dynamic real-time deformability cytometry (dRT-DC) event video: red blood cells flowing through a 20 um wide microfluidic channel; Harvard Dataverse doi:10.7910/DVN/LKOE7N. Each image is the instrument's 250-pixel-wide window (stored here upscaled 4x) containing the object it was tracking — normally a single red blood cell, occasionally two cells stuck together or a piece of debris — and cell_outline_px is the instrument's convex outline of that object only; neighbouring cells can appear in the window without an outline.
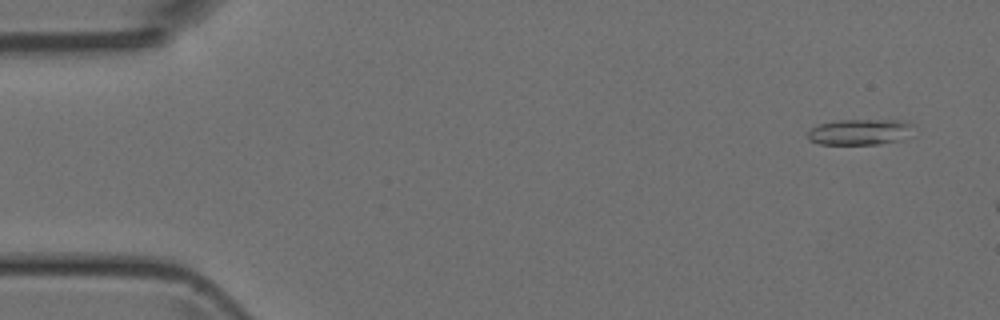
{"species": "Egyptian fruit bat (a non-hibernating species)", "species_latin": "Rousettus aegyptiacus", "temperature_condition": "room temperature", "stored_images_in_passage": 3, "camera_frame_rate_fps": 3000, "um_per_image_px": 0.085, "animal": {"sex": "female"}, "frame": {"image": 1, "passage_image": 1, "time_ms": 0.0, "image_size_px": [1000, 320], "cell_outline_px": [[916, 136], [900, 140], [880, 144], [820, 144], [808, 140], [808, 132], [816, 124], [836, 120], [904, 120], [912, 124]], "centroid_in_image_um": [73.17, 11.21], "position_along_channel_um": 11.8, "area_um2": 16.42}}